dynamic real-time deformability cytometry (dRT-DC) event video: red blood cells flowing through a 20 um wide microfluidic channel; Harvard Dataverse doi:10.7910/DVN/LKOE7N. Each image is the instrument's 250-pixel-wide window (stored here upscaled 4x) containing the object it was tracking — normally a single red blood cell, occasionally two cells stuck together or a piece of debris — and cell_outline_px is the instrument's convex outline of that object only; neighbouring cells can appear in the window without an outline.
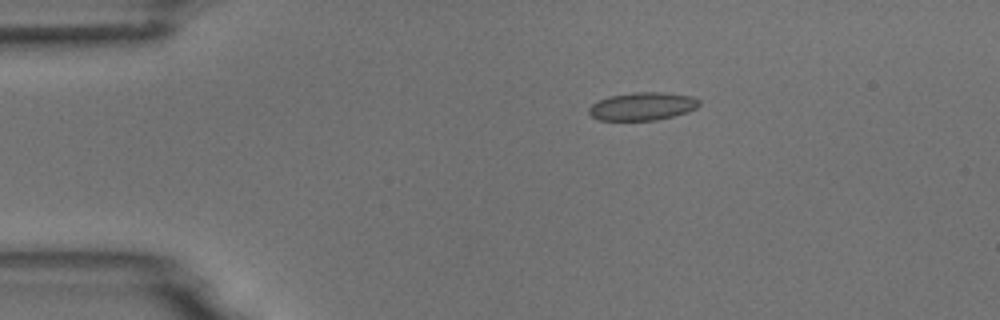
{"species": "common noctule bat (a hibernating species)", "species_latin": "Nyctalus noctula", "temperature_condition": "room temperature", "stored_images_in_passage": 5, "camera_frame_rate_fps": 3000, "um_per_image_px": 0.085, "animal": {"sex": "male", "body_mass_g": 18.8}, "frame": {"image": 1, "passage_image": 3, "time_ms": 2.333, "image_size_px": [1000, 320], "cell_outline_px": [[700, 104], [696, 108], [688, 112], [656, 120], [600, 120], [592, 116], [588, 112], [588, 108], [596, 100], [608, 96], [636, 92], [664, 92], [692, 96], [700, 100]], "centroid_in_image_um": [54.6, 9.03], "position_along_channel_um": 30.4, "area_um2": 18.09}}